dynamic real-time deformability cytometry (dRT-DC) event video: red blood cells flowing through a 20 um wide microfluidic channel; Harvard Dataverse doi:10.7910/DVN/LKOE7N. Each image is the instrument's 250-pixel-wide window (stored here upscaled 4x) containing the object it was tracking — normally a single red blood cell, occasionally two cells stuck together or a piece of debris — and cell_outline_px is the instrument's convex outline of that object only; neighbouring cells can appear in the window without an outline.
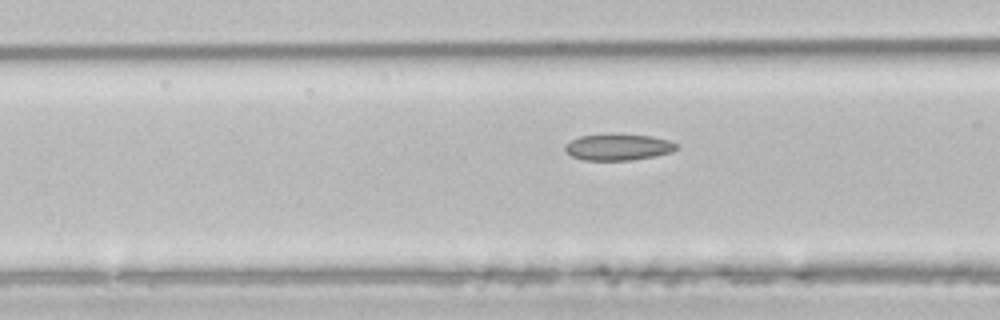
{"species": "common noctule bat (a hibernating species)", "species_latin": "Nyctalus noctula", "temperature_condition": "room temperature", "stored_images_in_passage": 14, "camera_frame_rate_fps": 3000, "um_per_image_px": 0.085, "animal": {"sex": "male", "body_mass_g": 21.5, "forearm_length_mm": 52.0}, "frame": {"image": 1, "passage_image": 8, "time_ms": 2.333, "image_size_px": [1000, 320], "cell_outline_px": [[680, 148], [672, 152], [632, 160], [584, 160], [572, 156], [564, 148], [564, 144], [580, 136], [608, 132], [620, 132], [652, 136], [668, 140], [676, 144]], "centroid_in_image_um": [52.54, 12.46], "position_along_channel_um": 114.1, "area_um2": 17.63}}
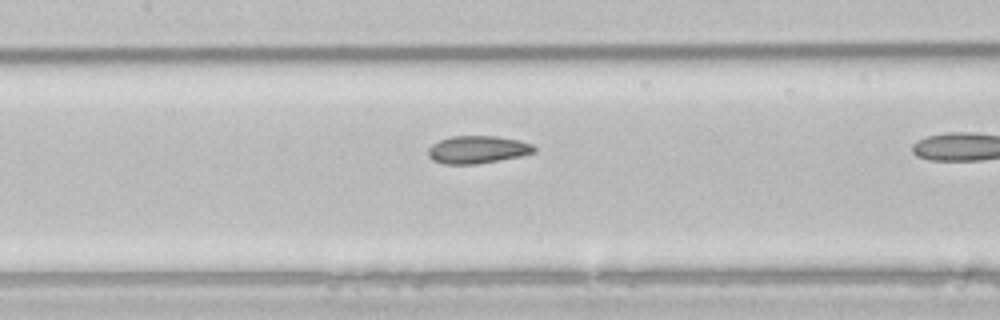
{"frame": {"image": 2, "passage_image": 12, "time_ms": 3.667, "image_size_px": [1000, 320], "cell_outline_px": [[536, 152], [520, 156], [500, 160], [476, 164], [444, 164], [432, 160], [428, 156], [428, 148], [432, 144], [440, 140], [452, 136], [496, 136], [520, 140], [532, 144], [536, 148]], "centroid_in_image_um": [40.59, 12.72], "position_along_channel_um": 166.8, "area_um2": 17.17}}